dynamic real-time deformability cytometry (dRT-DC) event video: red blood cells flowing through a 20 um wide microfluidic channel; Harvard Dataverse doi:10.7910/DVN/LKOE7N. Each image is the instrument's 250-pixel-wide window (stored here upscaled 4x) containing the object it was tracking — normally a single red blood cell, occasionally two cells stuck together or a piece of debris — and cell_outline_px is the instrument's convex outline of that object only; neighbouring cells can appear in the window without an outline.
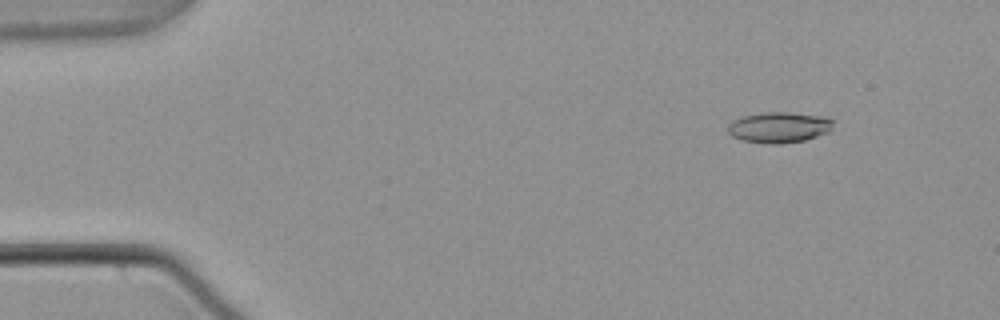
{"species": "common noctule bat (a hibernating species)", "species_latin": "Nyctalus noctula", "temperature_condition": "warm", "stored_images_in_passage": 55, "camera_frame_rate_fps": 3000, "um_per_image_px": 0.085, "animal": {"sex": "male", "body_mass_g": 21.5, "forearm_length_mm": 52.0}, "frame": {"image": 1, "passage_image": 7, "time_ms": 2.0, "image_size_px": [1000, 320], "cell_outline_px": [[832, 128], [828, 132], [804, 140], [780, 144], [764, 144], [740, 140], [732, 136], [728, 132], [728, 124], [732, 120], [740, 116], [764, 112], [788, 112], [828, 116], [832, 120]], "centroid_in_image_um": [66.19, 10.82], "position_along_channel_um": 18.8, "area_um2": 19.19}}
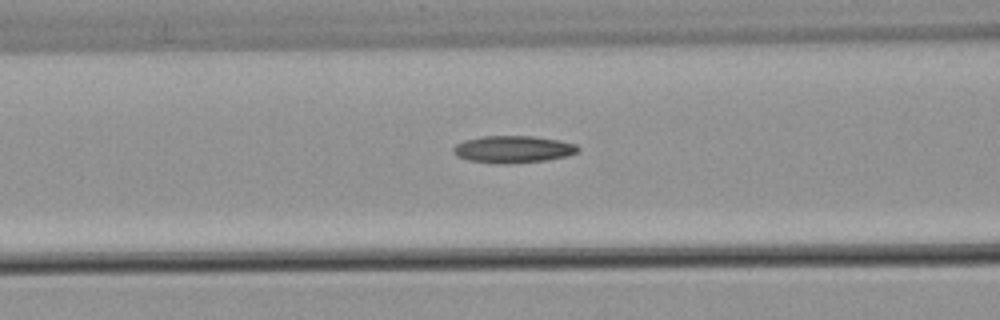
{"frame": {"image": 2, "passage_image": 23, "time_ms": 7.333, "image_size_px": [1000, 320], "cell_outline_px": [[580, 148], [576, 152], [568, 156], [548, 160], [508, 164], [496, 164], [468, 160], [456, 156], [452, 152], [452, 148], [456, 144], [464, 140], [480, 136], [532, 136], [560, 140], [576, 144]], "centroid_in_image_um": [43.59, 12.69], "position_along_channel_um": 123.0, "area_um2": 20.0}}
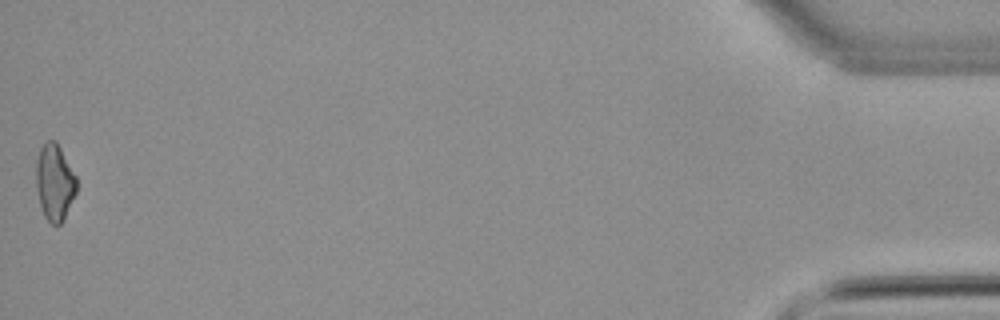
{"frame": {"image": 3, "passage_image": 55, "time_ms": 18.0, "image_size_px": [1000, 320], "cell_outline_px": [[76, 192], [64, 220], [60, 224], [52, 224], [44, 216], [40, 204], [36, 188], [36, 160], [40, 148], [48, 140], [56, 140], [76, 176]], "centroid_in_image_um": [4.64, 15.49], "position_along_channel_um": 430.6, "area_um2": 17.98}, "authors_computed_cell_mechanics": {"area_um2": 18.496, "velocity_mm_per_s": 3.806, "shape_relaxation_time_tau1_ms": null, "shape_relaxation_time_tau2_ms": 10.5389, "deformation_change_tau1": null, "deformation_change_tau2": 0.2342}}